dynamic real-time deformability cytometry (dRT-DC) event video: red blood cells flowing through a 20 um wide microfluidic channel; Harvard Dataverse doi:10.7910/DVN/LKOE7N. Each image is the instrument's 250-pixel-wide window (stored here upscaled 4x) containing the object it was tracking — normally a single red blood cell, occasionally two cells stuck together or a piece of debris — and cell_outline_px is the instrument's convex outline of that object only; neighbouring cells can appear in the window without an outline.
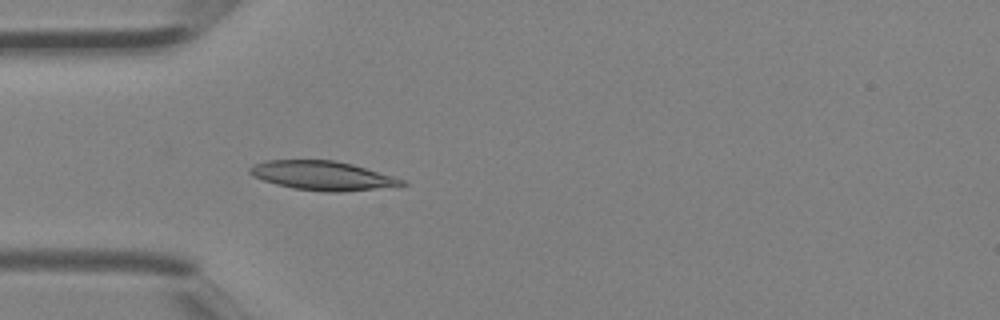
{"species": "Egyptian fruit bat (a non-hibernating species)", "species_latin": "Rousettus aegyptiacus", "temperature_condition": "room temperature", "stored_images_in_passage": 1, "camera_frame_rate_fps": 3000, "um_per_image_px": 0.085, "animal": {"sex": "female"}, "frame": {"image": 1, "passage_image": 1, "time_ms": 0.0, "image_size_px": [1000, 320], "cell_outline_px": [[408, 184], [340, 192], [328, 192], [292, 188], [276, 184], [252, 176], [248, 172], [248, 168], [252, 164], [264, 160], [336, 160], [352, 164], [408, 180]], "centroid_in_image_um": [27.37, 14.91], "position_along_channel_um": 57.6, "area_um2": 25.78}}